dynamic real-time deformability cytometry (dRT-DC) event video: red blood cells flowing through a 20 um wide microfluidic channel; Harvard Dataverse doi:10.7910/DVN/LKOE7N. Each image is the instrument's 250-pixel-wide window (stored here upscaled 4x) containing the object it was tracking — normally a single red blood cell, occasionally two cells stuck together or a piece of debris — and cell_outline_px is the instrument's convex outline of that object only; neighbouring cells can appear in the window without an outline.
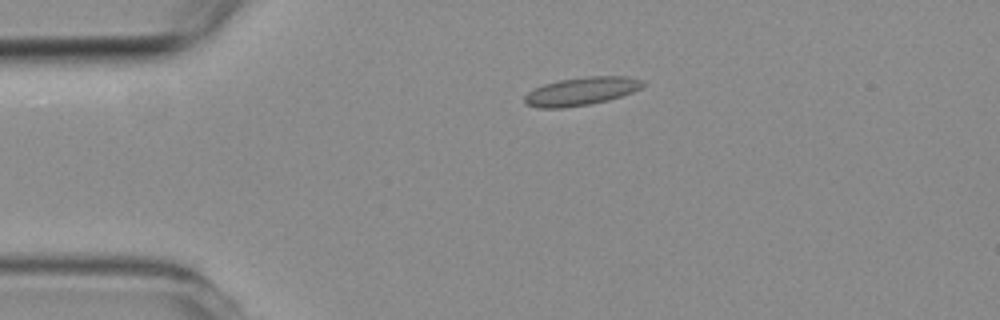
{"species": "common noctule bat (a hibernating species)", "species_latin": "Nyctalus noctula", "temperature_condition": "room temperature", "stored_images_in_passage": 4, "camera_frame_rate_fps": 3000, "um_per_image_px": 0.085, "animal": {"sex": "female", "body_mass_g": 19.3, "forearm_length_mm": 54.1}, "frame": {"image": 1, "passage_image": 3, "time_ms": 2.333, "image_size_px": [1000, 320], "cell_outline_px": [[644, 84], [640, 88], [632, 92], [608, 100], [588, 104], [564, 108], [540, 108], [528, 104], [524, 100], [524, 96], [528, 92], [544, 84], [560, 80], [588, 76], [628, 76], [644, 80]], "centroid_in_image_um": [49.43, 7.75], "position_along_channel_um": 35.6, "area_um2": 19.19}}